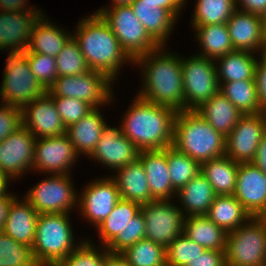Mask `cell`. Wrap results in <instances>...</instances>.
Returning a JSON list of instances; mask_svg holds the SVG:
<instances>
[{"mask_svg":"<svg viewBox=\"0 0 266 266\" xmlns=\"http://www.w3.org/2000/svg\"><path fill=\"white\" fill-rule=\"evenodd\" d=\"M69 213L38 215L32 253L39 266H56L77 246L69 221Z\"/></svg>","mask_w":266,"mask_h":266,"instance_id":"obj_5","label":"cell"},{"mask_svg":"<svg viewBox=\"0 0 266 266\" xmlns=\"http://www.w3.org/2000/svg\"><path fill=\"white\" fill-rule=\"evenodd\" d=\"M128 266H166V248L147 239L139 240L120 253Z\"/></svg>","mask_w":266,"mask_h":266,"instance_id":"obj_38","label":"cell"},{"mask_svg":"<svg viewBox=\"0 0 266 266\" xmlns=\"http://www.w3.org/2000/svg\"><path fill=\"white\" fill-rule=\"evenodd\" d=\"M44 15L38 10L26 13L0 12V50L10 54L24 52L29 44L34 24Z\"/></svg>","mask_w":266,"mask_h":266,"instance_id":"obj_20","label":"cell"},{"mask_svg":"<svg viewBox=\"0 0 266 266\" xmlns=\"http://www.w3.org/2000/svg\"><path fill=\"white\" fill-rule=\"evenodd\" d=\"M205 216L226 233L238 229L251 217L234 195H217Z\"/></svg>","mask_w":266,"mask_h":266,"instance_id":"obj_32","label":"cell"},{"mask_svg":"<svg viewBox=\"0 0 266 266\" xmlns=\"http://www.w3.org/2000/svg\"><path fill=\"white\" fill-rule=\"evenodd\" d=\"M96 13L108 23L121 48L133 61L159 46L146 32L130 5L101 8Z\"/></svg>","mask_w":266,"mask_h":266,"instance_id":"obj_7","label":"cell"},{"mask_svg":"<svg viewBox=\"0 0 266 266\" xmlns=\"http://www.w3.org/2000/svg\"><path fill=\"white\" fill-rule=\"evenodd\" d=\"M164 47L159 45L133 61L134 64L143 65L141 68L144 69V89H141L138 96L181 112L184 111L181 58L167 51L164 53Z\"/></svg>","mask_w":266,"mask_h":266,"instance_id":"obj_1","label":"cell"},{"mask_svg":"<svg viewBox=\"0 0 266 266\" xmlns=\"http://www.w3.org/2000/svg\"><path fill=\"white\" fill-rule=\"evenodd\" d=\"M246 222L227 233L226 266H266L265 220L251 216Z\"/></svg>","mask_w":266,"mask_h":266,"instance_id":"obj_6","label":"cell"},{"mask_svg":"<svg viewBox=\"0 0 266 266\" xmlns=\"http://www.w3.org/2000/svg\"><path fill=\"white\" fill-rule=\"evenodd\" d=\"M206 249L190 240L183 233L176 237L166 248L168 266H186Z\"/></svg>","mask_w":266,"mask_h":266,"instance_id":"obj_42","label":"cell"},{"mask_svg":"<svg viewBox=\"0 0 266 266\" xmlns=\"http://www.w3.org/2000/svg\"><path fill=\"white\" fill-rule=\"evenodd\" d=\"M193 27L198 33L195 35L203 48V52L198 55L215 60L234 51L226 23Z\"/></svg>","mask_w":266,"mask_h":266,"instance_id":"obj_34","label":"cell"},{"mask_svg":"<svg viewBox=\"0 0 266 266\" xmlns=\"http://www.w3.org/2000/svg\"><path fill=\"white\" fill-rule=\"evenodd\" d=\"M10 180L11 179L7 175L3 174L0 171V197L1 196H14L10 194L9 192L7 193L8 182Z\"/></svg>","mask_w":266,"mask_h":266,"instance_id":"obj_56","label":"cell"},{"mask_svg":"<svg viewBox=\"0 0 266 266\" xmlns=\"http://www.w3.org/2000/svg\"><path fill=\"white\" fill-rule=\"evenodd\" d=\"M26 0H0V11H9L14 13H26L32 10H35L36 8H24L27 3Z\"/></svg>","mask_w":266,"mask_h":266,"instance_id":"obj_52","label":"cell"},{"mask_svg":"<svg viewBox=\"0 0 266 266\" xmlns=\"http://www.w3.org/2000/svg\"><path fill=\"white\" fill-rule=\"evenodd\" d=\"M266 133V113L244 114L226 136L225 155L236 163H253Z\"/></svg>","mask_w":266,"mask_h":266,"instance_id":"obj_13","label":"cell"},{"mask_svg":"<svg viewBox=\"0 0 266 266\" xmlns=\"http://www.w3.org/2000/svg\"><path fill=\"white\" fill-rule=\"evenodd\" d=\"M39 213L25 199L11 201L2 231L15 241L32 247Z\"/></svg>","mask_w":266,"mask_h":266,"instance_id":"obj_22","label":"cell"},{"mask_svg":"<svg viewBox=\"0 0 266 266\" xmlns=\"http://www.w3.org/2000/svg\"><path fill=\"white\" fill-rule=\"evenodd\" d=\"M221 92L227 99L244 114L261 113L257 94L256 80H242L219 83Z\"/></svg>","mask_w":266,"mask_h":266,"instance_id":"obj_36","label":"cell"},{"mask_svg":"<svg viewBox=\"0 0 266 266\" xmlns=\"http://www.w3.org/2000/svg\"><path fill=\"white\" fill-rule=\"evenodd\" d=\"M53 24L42 15L34 24L28 47L24 52H34L56 58L72 35Z\"/></svg>","mask_w":266,"mask_h":266,"instance_id":"obj_27","label":"cell"},{"mask_svg":"<svg viewBox=\"0 0 266 266\" xmlns=\"http://www.w3.org/2000/svg\"><path fill=\"white\" fill-rule=\"evenodd\" d=\"M124 115L121 132L140 150H161L173 145L177 112L137 95Z\"/></svg>","mask_w":266,"mask_h":266,"instance_id":"obj_2","label":"cell"},{"mask_svg":"<svg viewBox=\"0 0 266 266\" xmlns=\"http://www.w3.org/2000/svg\"><path fill=\"white\" fill-rule=\"evenodd\" d=\"M138 159L144 166L152 198L154 200H170L176 192L171 185L166 148L140 151Z\"/></svg>","mask_w":266,"mask_h":266,"instance_id":"obj_23","label":"cell"},{"mask_svg":"<svg viewBox=\"0 0 266 266\" xmlns=\"http://www.w3.org/2000/svg\"><path fill=\"white\" fill-rule=\"evenodd\" d=\"M103 266H128L125 258L120 253L109 252L104 258Z\"/></svg>","mask_w":266,"mask_h":266,"instance_id":"obj_54","label":"cell"},{"mask_svg":"<svg viewBox=\"0 0 266 266\" xmlns=\"http://www.w3.org/2000/svg\"><path fill=\"white\" fill-rule=\"evenodd\" d=\"M113 81L104 73L89 70L74 76H58L48 88L51 97L76 98L98 108L112 99L111 85Z\"/></svg>","mask_w":266,"mask_h":266,"instance_id":"obj_9","label":"cell"},{"mask_svg":"<svg viewBox=\"0 0 266 266\" xmlns=\"http://www.w3.org/2000/svg\"><path fill=\"white\" fill-rule=\"evenodd\" d=\"M239 163L224 155L201 163V171L216 195H233Z\"/></svg>","mask_w":266,"mask_h":266,"instance_id":"obj_33","label":"cell"},{"mask_svg":"<svg viewBox=\"0 0 266 266\" xmlns=\"http://www.w3.org/2000/svg\"><path fill=\"white\" fill-rule=\"evenodd\" d=\"M186 266H226L225 251L206 250Z\"/></svg>","mask_w":266,"mask_h":266,"instance_id":"obj_49","label":"cell"},{"mask_svg":"<svg viewBox=\"0 0 266 266\" xmlns=\"http://www.w3.org/2000/svg\"><path fill=\"white\" fill-rule=\"evenodd\" d=\"M226 137L195 110L177 112L173 146L200 164L225 155Z\"/></svg>","mask_w":266,"mask_h":266,"instance_id":"obj_4","label":"cell"},{"mask_svg":"<svg viewBox=\"0 0 266 266\" xmlns=\"http://www.w3.org/2000/svg\"><path fill=\"white\" fill-rule=\"evenodd\" d=\"M120 199L115 181L110 177H105L89 183L84 188L81 198L78 199V204L83 217L98 227Z\"/></svg>","mask_w":266,"mask_h":266,"instance_id":"obj_18","label":"cell"},{"mask_svg":"<svg viewBox=\"0 0 266 266\" xmlns=\"http://www.w3.org/2000/svg\"><path fill=\"white\" fill-rule=\"evenodd\" d=\"M21 126V108L2 103L0 107V142Z\"/></svg>","mask_w":266,"mask_h":266,"instance_id":"obj_47","label":"cell"},{"mask_svg":"<svg viewBox=\"0 0 266 266\" xmlns=\"http://www.w3.org/2000/svg\"><path fill=\"white\" fill-rule=\"evenodd\" d=\"M52 99L66 128L80 121L94 109L90 104L76 98L52 97Z\"/></svg>","mask_w":266,"mask_h":266,"instance_id":"obj_46","label":"cell"},{"mask_svg":"<svg viewBox=\"0 0 266 266\" xmlns=\"http://www.w3.org/2000/svg\"><path fill=\"white\" fill-rule=\"evenodd\" d=\"M138 202L120 199L108 217L97 227L103 247H106L120 232H123L131 219L140 212Z\"/></svg>","mask_w":266,"mask_h":266,"instance_id":"obj_35","label":"cell"},{"mask_svg":"<svg viewBox=\"0 0 266 266\" xmlns=\"http://www.w3.org/2000/svg\"><path fill=\"white\" fill-rule=\"evenodd\" d=\"M142 3H153L157 4V7L164 8L168 10L175 18L180 14L182 10L183 3L181 0H140Z\"/></svg>","mask_w":266,"mask_h":266,"instance_id":"obj_51","label":"cell"},{"mask_svg":"<svg viewBox=\"0 0 266 266\" xmlns=\"http://www.w3.org/2000/svg\"><path fill=\"white\" fill-rule=\"evenodd\" d=\"M261 55L256 64L255 80L260 108L262 113H266V52Z\"/></svg>","mask_w":266,"mask_h":266,"instance_id":"obj_48","label":"cell"},{"mask_svg":"<svg viewBox=\"0 0 266 266\" xmlns=\"http://www.w3.org/2000/svg\"><path fill=\"white\" fill-rule=\"evenodd\" d=\"M107 126L98 108H94L80 121L66 128L71 143L77 154L90 156Z\"/></svg>","mask_w":266,"mask_h":266,"instance_id":"obj_26","label":"cell"},{"mask_svg":"<svg viewBox=\"0 0 266 266\" xmlns=\"http://www.w3.org/2000/svg\"><path fill=\"white\" fill-rule=\"evenodd\" d=\"M116 171H118V174L114 178L112 177V179L116 183L121 199L140 204L149 203L154 200L148 185L144 166L139 159Z\"/></svg>","mask_w":266,"mask_h":266,"instance_id":"obj_25","label":"cell"},{"mask_svg":"<svg viewBox=\"0 0 266 266\" xmlns=\"http://www.w3.org/2000/svg\"><path fill=\"white\" fill-rule=\"evenodd\" d=\"M261 217L265 220L266 223V212Z\"/></svg>","mask_w":266,"mask_h":266,"instance_id":"obj_59","label":"cell"},{"mask_svg":"<svg viewBox=\"0 0 266 266\" xmlns=\"http://www.w3.org/2000/svg\"><path fill=\"white\" fill-rule=\"evenodd\" d=\"M22 126L35 138L57 137L66 134L60 114L52 97L46 92L21 109Z\"/></svg>","mask_w":266,"mask_h":266,"instance_id":"obj_16","label":"cell"},{"mask_svg":"<svg viewBox=\"0 0 266 266\" xmlns=\"http://www.w3.org/2000/svg\"><path fill=\"white\" fill-rule=\"evenodd\" d=\"M22 53L26 56L32 73L41 85L48 90L58 77L55 57L34 52Z\"/></svg>","mask_w":266,"mask_h":266,"instance_id":"obj_45","label":"cell"},{"mask_svg":"<svg viewBox=\"0 0 266 266\" xmlns=\"http://www.w3.org/2000/svg\"><path fill=\"white\" fill-rule=\"evenodd\" d=\"M167 166L173 190L177 193L201 171V164L173 145L166 147Z\"/></svg>","mask_w":266,"mask_h":266,"instance_id":"obj_37","label":"cell"},{"mask_svg":"<svg viewBox=\"0 0 266 266\" xmlns=\"http://www.w3.org/2000/svg\"><path fill=\"white\" fill-rule=\"evenodd\" d=\"M77 157L78 154L67 134L37 138L32 169L51 172L52 175L70 174L69 169L76 162Z\"/></svg>","mask_w":266,"mask_h":266,"instance_id":"obj_15","label":"cell"},{"mask_svg":"<svg viewBox=\"0 0 266 266\" xmlns=\"http://www.w3.org/2000/svg\"><path fill=\"white\" fill-rule=\"evenodd\" d=\"M55 59L58 76H74L90 70L73 37L64 45Z\"/></svg>","mask_w":266,"mask_h":266,"instance_id":"obj_41","label":"cell"},{"mask_svg":"<svg viewBox=\"0 0 266 266\" xmlns=\"http://www.w3.org/2000/svg\"><path fill=\"white\" fill-rule=\"evenodd\" d=\"M216 62L201 55L181 57L184 110H196L220 89Z\"/></svg>","mask_w":266,"mask_h":266,"instance_id":"obj_10","label":"cell"},{"mask_svg":"<svg viewBox=\"0 0 266 266\" xmlns=\"http://www.w3.org/2000/svg\"><path fill=\"white\" fill-rule=\"evenodd\" d=\"M233 195L250 216L261 217L266 212V173L254 163L239 164Z\"/></svg>","mask_w":266,"mask_h":266,"instance_id":"obj_17","label":"cell"},{"mask_svg":"<svg viewBox=\"0 0 266 266\" xmlns=\"http://www.w3.org/2000/svg\"><path fill=\"white\" fill-rule=\"evenodd\" d=\"M253 163L264 173H266V133L259 144L256 158Z\"/></svg>","mask_w":266,"mask_h":266,"instance_id":"obj_53","label":"cell"},{"mask_svg":"<svg viewBox=\"0 0 266 266\" xmlns=\"http://www.w3.org/2000/svg\"><path fill=\"white\" fill-rule=\"evenodd\" d=\"M176 195L179 196L187 216L206 215L217 196L213 186L201 173L191 179Z\"/></svg>","mask_w":266,"mask_h":266,"instance_id":"obj_29","label":"cell"},{"mask_svg":"<svg viewBox=\"0 0 266 266\" xmlns=\"http://www.w3.org/2000/svg\"><path fill=\"white\" fill-rule=\"evenodd\" d=\"M6 61L0 89L1 103L22 109L47 92L32 73L23 53H9Z\"/></svg>","mask_w":266,"mask_h":266,"instance_id":"obj_8","label":"cell"},{"mask_svg":"<svg viewBox=\"0 0 266 266\" xmlns=\"http://www.w3.org/2000/svg\"><path fill=\"white\" fill-rule=\"evenodd\" d=\"M240 11L248 12L250 14L262 16L266 12V0H235V6Z\"/></svg>","mask_w":266,"mask_h":266,"instance_id":"obj_50","label":"cell"},{"mask_svg":"<svg viewBox=\"0 0 266 266\" xmlns=\"http://www.w3.org/2000/svg\"><path fill=\"white\" fill-rule=\"evenodd\" d=\"M214 61H219V66L216 65L219 83L255 80L258 59L252 52L234 50Z\"/></svg>","mask_w":266,"mask_h":266,"instance_id":"obj_31","label":"cell"},{"mask_svg":"<svg viewBox=\"0 0 266 266\" xmlns=\"http://www.w3.org/2000/svg\"><path fill=\"white\" fill-rule=\"evenodd\" d=\"M170 200H153L141 204L140 211L145 219V239L165 248L183 233L186 215Z\"/></svg>","mask_w":266,"mask_h":266,"instance_id":"obj_11","label":"cell"},{"mask_svg":"<svg viewBox=\"0 0 266 266\" xmlns=\"http://www.w3.org/2000/svg\"><path fill=\"white\" fill-rule=\"evenodd\" d=\"M82 20L72 37L89 69L100 71L113 81L121 65L127 60L133 64V60L121 48L117 37L100 14L94 13Z\"/></svg>","mask_w":266,"mask_h":266,"instance_id":"obj_3","label":"cell"},{"mask_svg":"<svg viewBox=\"0 0 266 266\" xmlns=\"http://www.w3.org/2000/svg\"><path fill=\"white\" fill-rule=\"evenodd\" d=\"M192 26L227 23L236 10L235 0H197Z\"/></svg>","mask_w":266,"mask_h":266,"instance_id":"obj_39","label":"cell"},{"mask_svg":"<svg viewBox=\"0 0 266 266\" xmlns=\"http://www.w3.org/2000/svg\"><path fill=\"white\" fill-rule=\"evenodd\" d=\"M112 6H116V5H130L134 0H112Z\"/></svg>","mask_w":266,"mask_h":266,"instance_id":"obj_57","label":"cell"},{"mask_svg":"<svg viewBox=\"0 0 266 266\" xmlns=\"http://www.w3.org/2000/svg\"><path fill=\"white\" fill-rule=\"evenodd\" d=\"M146 224L141 211L131 219L123 232H120L105 248L111 253H121L139 240L145 239Z\"/></svg>","mask_w":266,"mask_h":266,"instance_id":"obj_43","label":"cell"},{"mask_svg":"<svg viewBox=\"0 0 266 266\" xmlns=\"http://www.w3.org/2000/svg\"><path fill=\"white\" fill-rule=\"evenodd\" d=\"M0 266H39L32 248L0 231Z\"/></svg>","mask_w":266,"mask_h":266,"instance_id":"obj_40","label":"cell"},{"mask_svg":"<svg viewBox=\"0 0 266 266\" xmlns=\"http://www.w3.org/2000/svg\"><path fill=\"white\" fill-rule=\"evenodd\" d=\"M130 6L149 36L158 45L165 46L177 19L168 10L157 7V4L134 0Z\"/></svg>","mask_w":266,"mask_h":266,"instance_id":"obj_24","label":"cell"},{"mask_svg":"<svg viewBox=\"0 0 266 266\" xmlns=\"http://www.w3.org/2000/svg\"><path fill=\"white\" fill-rule=\"evenodd\" d=\"M139 153L140 150L121 132V128L107 125L89 158L101 161L114 171L136 161Z\"/></svg>","mask_w":266,"mask_h":266,"instance_id":"obj_19","label":"cell"},{"mask_svg":"<svg viewBox=\"0 0 266 266\" xmlns=\"http://www.w3.org/2000/svg\"><path fill=\"white\" fill-rule=\"evenodd\" d=\"M262 26H263V33L266 39V12L261 16Z\"/></svg>","mask_w":266,"mask_h":266,"instance_id":"obj_58","label":"cell"},{"mask_svg":"<svg viewBox=\"0 0 266 266\" xmlns=\"http://www.w3.org/2000/svg\"><path fill=\"white\" fill-rule=\"evenodd\" d=\"M35 136L21 126L0 142V171L11 180L32 170L35 151Z\"/></svg>","mask_w":266,"mask_h":266,"instance_id":"obj_14","label":"cell"},{"mask_svg":"<svg viewBox=\"0 0 266 266\" xmlns=\"http://www.w3.org/2000/svg\"><path fill=\"white\" fill-rule=\"evenodd\" d=\"M195 111L225 137L242 116V113L221 92L213 95Z\"/></svg>","mask_w":266,"mask_h":266,"instance_id":"obj_28","label":"cell"},{"mask_svg":"<svg viewBox=\"0 0 266 266\" xmlns=\"http://www.w3.org/2000/svg\"><path fill=\"white\" fill-rule=\"evenodd\" d=\"M16 196H1L0 197V231L3 229L5 219L7 217V211L11 201Z\"/></svg>","mask_w":266,"mask_h":266,"instance_id":"obj_55","label":"cell"},{"mask_svg":"<svg viewBox=\"0 0 266 266\" xmlns=\"http://www.w3.org/2000/svg\"><path fill=\"white\" fill-rule=\"evenodd\" d=\"M91 241H82L78 247L73 250L64 260H61L56 266H103L104 258L109 253L107 248L99 252L95 250Z\"/></svg>","mask_w":266,"mask_h":266,"instance_id":"obj_44","label":"cell"},{"mask_svg":"<svg viewBox=\"0 0 266 266\" xmlns=\"http://www.w3.org/2000/svg\"><path fill=\"white\" fill-rule=\"evenodd\" d=\"M183 234L206 250L226 249L227 233L205 215L186 216Z\"/></svg>","mask_w":266,"mask_h":266,"instance_id":"obj_30","label":"cell"},{"mask_svg":"<svg viewBox=\"0 0 266 266\" xmlns=\"http://www.w3.org/2000/svg\"><path fill=\"white\" fill-rule=\"evenodd\" d=\"M69 175L56 174L40 181L28 191L26 200L39 214L68 213L80 197Z\"/></svg>","mask_w":266,"mask_h":266,"instance_id":"obj_12","label":"cell"},{"mask_svg":"<svg viewBox=\"0 0 266 266\" xmlns=\"http://www.w3.org/2000/svg\"><path fill=\"white\" fill-rule=\"evenodd\" d=\"M229 34L234 50L255 53V50L266 52V39L260 15L236 9L227 21Z\"/></svg>","mask_w":266,"mask_h":266,"instance_id":"obj_21","label":"cell"}]
</instances>
